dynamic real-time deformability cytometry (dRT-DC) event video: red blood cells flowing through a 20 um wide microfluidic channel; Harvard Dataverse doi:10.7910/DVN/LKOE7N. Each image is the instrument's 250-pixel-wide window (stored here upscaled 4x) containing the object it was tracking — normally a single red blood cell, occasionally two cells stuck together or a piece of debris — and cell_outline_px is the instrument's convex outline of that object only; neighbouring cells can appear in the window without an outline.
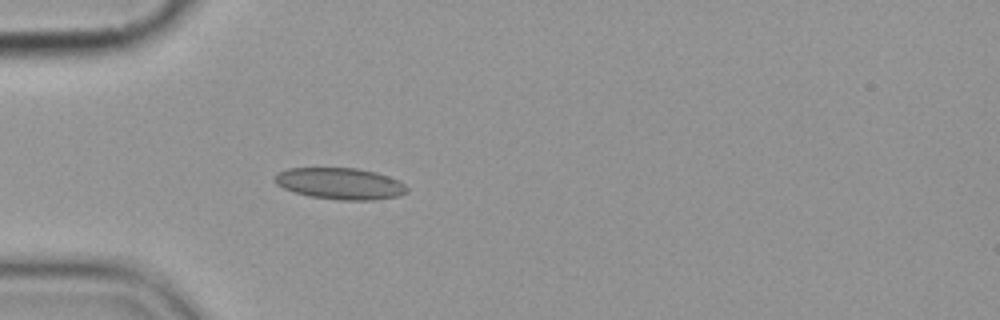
{"species": "common noctule bat (a hibernating species)", "species_latin": "Nyctalus noctula", "temperature_condition": "cold", "stored_images_in_passage": 1, "camera_frame_rate_fps": 3000, "um_per_image_px": 0.085, "animal": {"sex": "female", "body_mass_g": 19.9}, "frame": {"image": 1, "passage_image": 1, "time_ms": 0.0, "image_size_px": [1000, 320], "cell_outline_px": [[408, 192], [400, 196], [372, 200], [336, 200], [308, 196], [292, 192], [276, 184], [272, 180], [276, 172], [288, 168], [356, 168], [376, 172], [388, 176], [404, 184], [408, 188]], "centroid_in_image_um": [28.86, 15.61], "position_along_channel_um": 56.1, "area_um2": 24.57}}